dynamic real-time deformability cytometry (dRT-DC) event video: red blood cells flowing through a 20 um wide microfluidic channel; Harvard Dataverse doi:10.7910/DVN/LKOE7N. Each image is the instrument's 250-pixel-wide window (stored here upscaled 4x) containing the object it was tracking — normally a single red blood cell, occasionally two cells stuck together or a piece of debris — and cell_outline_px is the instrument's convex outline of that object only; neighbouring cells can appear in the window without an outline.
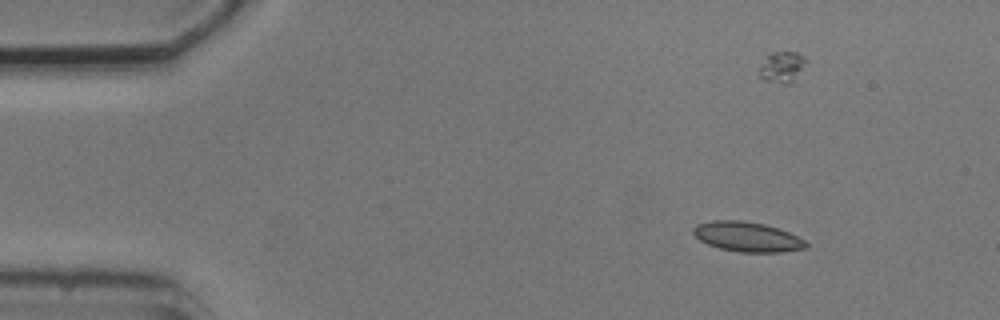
{"species": "common noctule bat (a hibernating species)", "species_latin": "Nyctalus noctula", "temperature_condition": "cold", "stored_images_in_passage": 15, "camera_frame_rate_fps": 3000, "um_per_image_px": 0.085, "animal": {"sex": "male", "body_mass_g": 20.5, "forearm_length_mm": 52.5}, "frame": {"image": 1, "passage_image": 3, "time_ms": 2.333, "image_size_px": [1000, 320], "cell_outline_px": [[808, 248], [780, 252], [740, 252], [720, 248], [708, 244], [700, 240], [692, 232], [692, 228], [696, 224], [712, 220], [740, 220], [764, 224], [788, 232], [804, 240], [808, 244]], "centroid_in_image_um": [63.49, 20.12], "position_along_channel_um": 21.5, "area_um2": 19.48}, "authors_computed_cell_mechanics": {"area_um2": 18.6694, "velocity_mm_per_s": 3.6915, "shape_relaxation_time_tau1_ms": 3.8649, "shape_relaxation_time_tau2_ms": 7.9306, "deformation_change_tau1": 0.092, "deformation_change_tau2": 0.0853}}